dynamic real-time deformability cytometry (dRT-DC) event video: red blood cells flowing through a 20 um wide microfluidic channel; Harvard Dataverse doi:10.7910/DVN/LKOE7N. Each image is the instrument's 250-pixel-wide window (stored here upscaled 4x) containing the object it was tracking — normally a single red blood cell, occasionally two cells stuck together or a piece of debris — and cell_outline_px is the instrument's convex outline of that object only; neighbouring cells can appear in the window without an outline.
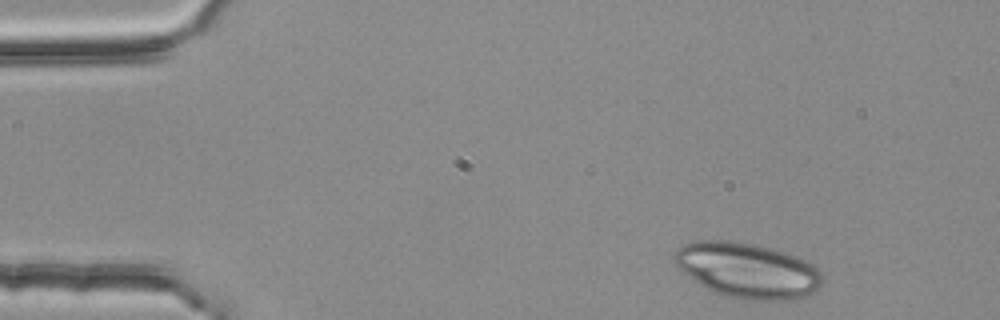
{"species": "common noctule bat (a hibernating species)", "species_latin": "Nyctalus noctula", "temperature_condition": "room temperature", "stored_images_in_passage": 45, "camera_frame_rate_fps": 3000, "um_per_image_px": 0.085, "animal": {"sex": "female", "body_mass_g": 25.1}, "frame": {"image": 1, "passage_image": 1, "time_ms": 0.0, "image_size_px": [1000, 320], "cell_outline_px": [[824, 284], [820, 288], [804, 296], [788, 300], [744, 300], [724, 296], [712, 292], [680, 272], [672, 260], [672, 256], [676, 248], [684, 244], [696, 240], [728, 240], [756, 244], [784, 252], [796, 256], [812, 264], [820, 272], [824, 280]], "centroid_in_image_um": [63.48, 22.98], "position_along_channel_um": 21.5, "area_um2": 48.32}}
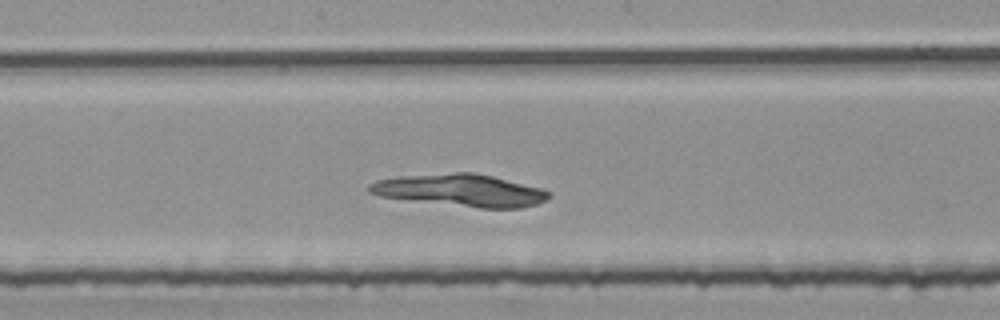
{"frame": {"image": 2, "passage_image": 23, "time_ms": 7.333, "image_size_px": [1000, 320], "cell_outline_px": [[552, 196], [536, 204], [520, 208], [480, 208], [380, 196], [368, 192], [368, 184], [376, 180], [396, 176], [456, 172], [472, 172], [492, 176], [544, 188], [552, 192]], "centroid_in_image_um": [39.17, 16.16], "position_along_channel_um": 209.0, "area_um2": 33.76}}
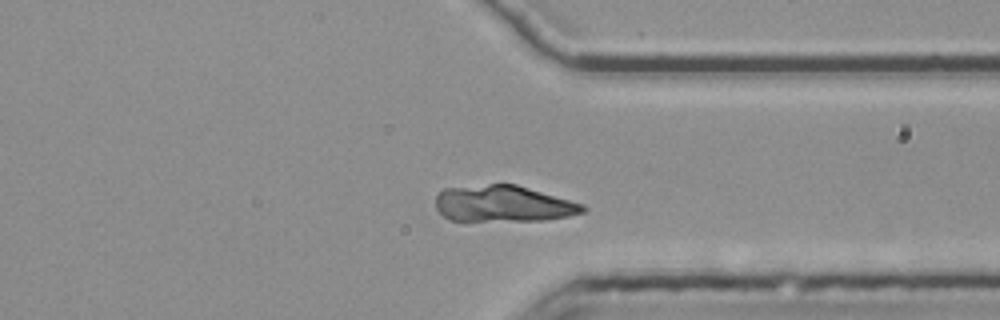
{"frame": {"image": 3, "passage_image": 36, "time_ms": 11.667, "image_size_px": [1000, 320], "cell_outline_px": [[588, 208], [584, 212], [568, 216], [544, 220], [464, 224], [448, 220], [436, 208], [436, 192], [444, 188], [488, 184], [516, 184], [584, 204]], "centroid_in_image_um": [42.7, 17.37], "position_along_channel_um": 368.7, "area_um2": 32.54}}